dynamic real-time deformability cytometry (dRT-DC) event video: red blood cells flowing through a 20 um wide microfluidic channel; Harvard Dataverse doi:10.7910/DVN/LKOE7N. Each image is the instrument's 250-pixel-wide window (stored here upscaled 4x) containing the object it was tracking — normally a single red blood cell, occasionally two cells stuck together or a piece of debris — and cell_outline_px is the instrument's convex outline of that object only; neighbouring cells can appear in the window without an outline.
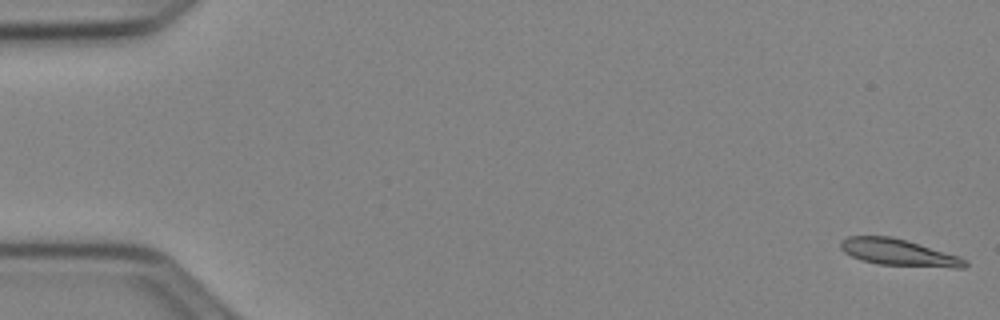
{"species": "Egyptian fruit bat (a non-hibernating species)", "species_latin": "Rousettus aegyptiacus", "temperature_condition": "cold", "stored_images_in_passage": 8, "camera_frame_rate_fps": 3000, "um_per_image_px": 0.085, "animal": {"sex": "female"}, "frame": {"image": 1, "passage_image": 1, "time_ms": 0.0, "image_size_px": [1000, 320], "cell_outline_px": [[968, 264], [964, 268], [952, 268], [880, 264], [860, 260], [844, 252], [840, 248], [840, 244], [848, 236], [892, 236], [908, 240], [960, 256], [968, 260]], "centroid_in_image_um": [76.44, 21.46], "position_along_channel_um": 8.6, "area_um2": 19.48}}